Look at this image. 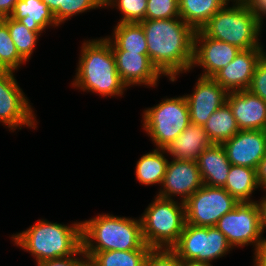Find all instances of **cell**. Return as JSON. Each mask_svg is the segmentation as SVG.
<instances>
[{
  "instance_id": "31",
  "label": "cell",
  "mask_w": 266,
  "mask_h": 266,
  "mask_svg": "<svg viewBox=\"0 0 266 266\" xmlns=\"http://www.w3.org/2000/svg\"><path fill=\"white\" fill-rule=\"evenodd\" d=\"M148 0H104L103 6L115 7L121 11L122 18L118 23H130L145 20V13ZM117 6V7H116Z\"/></svg>"
},
{
  "instance_id": "5",
  "label": "cell",
  "mask_w": 266,
  "mask_h": 266,
  "mask_svg": "<svg viewBox=\"0 0 266 266\" xmlns=\"http://www.w3.org/2000/svg\"><path fill=\"white\" fill-rule=\"evenodd\" d=\"M217 11L200 29L206 36L227 42L241 50L264 47L260 35L263 22L257 17L247 0H231Z\"/></svg>"
},
{
  "instance_id": "28",
  "label": "cell",
  "mask_w": 266,
  "mask_h": 266,
  "mask_svg": "<svg viewBox=\"0 0 266 266\" xmlns=\"http://www.w3.org/2000/svg\"><path fill=\"white\" fill-rule=\"evenodd\" d=\"M47 4L49 9L53 12L55 20L58 25L70 17L79 15L88 10H95L96 8H104V0H42Z\"/></svg>"
},
{
  "instance_id": "36",
  "label": "cell",
  "mask_w": 266,
  "mask_h": 266,
  "mask_svg": "<svg viewBox=\"0 0 266 266\" xmlns=\"http://www.w3.org/2000/svg\"><path fill=\"white\" fill-rule=\"evenodd\" d=\"M253 254L254 266H266V237H263Z\"/></svg>"
},
{
  "instance_id": "7",
  "label": "cell",
  "mask_w": 266,
  "mask_h": 266,
  "mask_svg": "<svg viewBox=\"0 0 266 266\" xmlns=\"http://www.w3.org/2000/svg\"><path fill=\"white\" fill-rule=\"evenodd\" d=\"M142 118L144 131L160 149L167 148L190 124L185 96L163 98L156 106L146 108Z\"/></svg>"
},
{
  "instance_id": "32",
  "label": "cell",
  "mask_w": 266,
  "mask_h": 266,
  "mask_svg": "<svg viewBox=\"0 0 266 266\" xmlns=\"http://www.w3.org/2000/svg\"><path fill=\"white\" fill-rule=\"evenodd\" d=\"M180 17L178 0H148L145 20Z\"/></svg>"
},
{
  "instance_id": "1",
  "label": "cell",
  "mask_w": 266,
  "mask_h": 266,
  "mask_svg": "<svg viewBox=\"0 0 266 266\" xmlns=\"http://www.w3.org/2000/svg\"><path fill=\"white\" fill-rule=\"evenodd\" d=\"M139 23L143 27L151 62L169 81H176L180 73L190 72L195 31L181 17Z\"/></svg>"
},
{
  "instance_id": "39",
  "label": "cell",
  "mask_w": 266,
  "mask_h": 266,
  "mask_svg": "<svg viewBox=\"0 0 266 266\" xmlns=\"http://www.w3.org/2000/svg\"><path fill=\"white\" fill-rule=\"evenodd\" d=\"M258 210H259V218H260V226L262 229V233L266 229V191L265 196L261 197L259 201H256Z\"/></svg>"
},
{
  "instance_id": "21",
  "label": "cell",
  "mask_w": 266,
  "mask_h": 266,
  "mask_svg": "<svg viewBox=\"0 0 266 266\" xmlns=\"http://www.w3.org/2000/svg\"><path fill=\"white\" fill-rule=\"evenodd\" d=\"M10 17L34 32H43L47 27L59 26L53 12L42 0H18Z\"/></svg>"
},
{
  "instance_id": "3",
  "label": "cell",
  "mask_w": 266,
  "mask_h": 266,
  "mask_svg": "<svg viewBox=\"0 0 266 266\" xmlns=\"http://www.w3.org/2000/svg\"><path fill=\"white\" fill-rule=\"evenodd\" d=\"M12 242L29 252L36 264L75 255L82 248V221L65 225L39 219L25 231L11 236Z\"/></svg>"
},
{
  "instance_id": "2",
  "label": "cell",
  "mask_w": 266,
  "mask_h": 266,
  "mask_svg": "<svg viewBox=\"0 0 266 266\" xmlns=\"http://www.w3.org/2000/svg\"><path fill=\"white\" fill-rule=\"evenodd\" d=\"M72 87L103 97L122 96L127 86L117 71L110 41L106 37L84 41Z\"/></svg>"
},
{
  "instance_id": "9",
  "label": "cell",
  "mask_w": 266,
  "mask_h": 266,
  "mask_svg": "<svg viewBox=\"0 0 266 266\" xmlns=\"http://www.w3.org/2000/svg\"><path fill=\"white\" fill-rule=\"evenodd\" d=\"M186 224L216 226L218 220L238 203L223 187L203 185L185 202Z\"/></svg>"
},
{
  "instance_id": "22",
  "label": "cell",
  "mask_w": 266,
  "mask_h": 266,
  "mask_svg": "<svg viewBox=\"0 0 266 266\" xmlns=\"http://www.w3.org/2000/svg\"><path fill=\"white\" fill-rule=\"evenodd\" d=\"M112 34V37L106 36L110 41L112 50L148 54L147 41L140 23H117Z\"/></svg>"
},
{
  "instance_id": "14",
  "label": "cell",
  "mask_w": 266,
  "mask_h": 266,
  "mask_svg": "<svg viewBox=\"0 0 266 266\" xmlns=\"http://www.w3.org/2000/svg\"><path fill=\"white\" fill-rule=\"evenodd\" d=\"M228 92L213 78L199 77L192 94H185L190 123L203 126L220 106L226 103Z\"/></svg>"
},
{
  "instance_id": "20",
  "label": "cell",
  "mask_w": 266,
  "mask_h": 266,
  "mask_svg": "<svg viewBox=\"0 0 266 266\" xmlns=\"http://www.w3.org/2000/svg\"><path fill=\"white\" fill-rule=\"evenodd\" d=\"M211 144L204 127L190 123L165 150L172 159L196 161Z\"/></svg>"
},
{
  "instance_id": "38",
  "label": "cell",
  "mask_w": 266,
  "mask_h": 266,
  "mask_svg": "<svg viewBox=\"0 0 266 266\" xmlns=\"http://www.w3.org/2000/svg\"><path fill=\"white\" fill-rule=\"evenodd\" d=\"M257 17L264 23L263 19L266 16V0H247Z\"/></svg>"
},
{
  "instance_id": "42",
  "label": "cell",
  "mask_w": 266,
  "mask_h": 266,
  "mask_svg": "<svg viewBox=\"0 0 266 266\" xmlns=\"http://www.w3.org/2000/svg\"><path fill=\"white\" fill-rule=\"evenodd\" d=\"M79 266H94V264L86 258Z\"/></svg>"
},
{
  "instance_id": "33",
  "label": "cell",
  "mask_w": 266,
  "mask_h": 266,
  "mask_svg": "<svg viewBox=\"0 0 266 266\" xmlns=\"http://www.w3.org/2000/svg\"><path fill=\"white\" fill-rule=\"evenodd\" d=\"M143 266H180V259L171 249H152Z\"/></svg>"
},
{
  "instance_id": "13",
  "label": "cell",
  "mask_w": 266,
  "mask_h": 266,
  "mask_svg": "<svg viewBox=\"0 0 266 266\" xmlns=\"http://www.w3.org/2000/svg\"><path fill=\"white\" fill-rule=\"evenodd\" d=\"M241 49L227 42L206 37L200 30L194 34L193 62L191 70L197 66L203 68L201 77L212 78L229 64Z\"/></svg>"
},
{
  "instance_id": "29",
  "label": "cell",
  "mask_w": 266,
  "mask_h": 266,
  "mask_svg": "<svg viewBox=\"0 0 266 266\" xmlns=\"http://www.w3.org/2000/svg\"><path fill=\"white\" fill-rule=\"evenodd\" d=\"M1 20L8 26L9 34L18 53L28 61L32 57L31 55L37 45L39 35L43 32L31 31L20 21H17L10 16L1 18Z\"/></svg>"
},
{
  "instance_id": "24",
  "label": "cell",
  "mask_w": 266,
  "mask_h": 266,
  "mask_svg": "<svg viewBox=\"0 0 266 266\" xmlns=\"http://www.w3.org/2000/svg\"><path fill=\"white\" fill-rule=\"evenodd\" d=\"M165 154L167 155L165 149L156 148L152 152L141 156L135 168L136 180L140 184L146 186L155 184L162 185L169 162Z\"/></svg>"
},
{
  "instance_id": "27",
  "label": "cell",
  "mask_w": 266,
  "mask_h": 266,
  "mask_svg": "<svg viewBox=\"0 0 266 266\" xmlns=\"http://www.w3.org/2000/svg\"><path fill=\"white\" fill-rule=\"evenodd\" d=\"M151 250V247L144 244L137 250H112L84 254L94 266H143L144 261Z\"/></svg>"
},
{
  "instance_id": "6",
  "label": "cell",
  "mask_w": 266,
  "mask_h": 266,
  "mask_svg": "<svg viewBox=\"0 0 266 266\" xmlns=\"http://www.w3.org/2000/svg\"><path fill=\"white\" fill-rule=\"evenodd\" d=\"M140 217L145 244L152 249H171L186 223L185 203L156 195Z\"/></svg>"
},
{
  "instance_id": "18",
  "label": "cell",
  "mask_w": 266,
  "mask_h": 266,
  "mask_svg": "<svg viewBox=\"0 0 266 266\" xmlns=\"http://www.w3.org/2000/svg\"><path fill=\"white\" fill-rule=\"evenodd\" d=\"M226 102L240 130L266 129V102L248 89L228 92Z\"/></svg>"
},
{
  "instance_id": "19",
  "label": "cell",
  "mask_w": 266,
  "mask_h": 266,
  "mask_svg": "<svg viewBox=\"0 0 266 266\" xmlns=\"http://www.w3.org/2000/svg\"><path fill=\"white\" fill-rule=\"evenodd\" d=\"M203 185L224 187L231 163L222 144L212 143L196 160Z\"/></svg>"
},
{
  "instance_id": "40",
  "label": "cell",
  "mask_w": 266,
  "mask_h": 266,
  "mask_svg": "<svg viewBox=\"0 0 266 266\" xmlns=\"http://www.w3.org/2000/svg\"><path fill=\"white\" fill-rule=\"evenodd\" d=\"M18 0H0V18L9 17Z\"/></svg>"
},
{
  "instance_id": "41",
  "label": "cell",
  "mask_w": 266,
  "mask_h": 266,
  "mask_svg": "<svg viewBox=\"0 0 266 266\" xmlns=\"http://www.w3.org/2000/svg\"><path fill=\"white\" fill-rule=\"evenodd\" d=\"M180 266H213L207 262H200L194 260H180Z\"/></svg>"
},
{
  "instance_id": "8",
  "label": "cell",
  "mask_w": 266,
  "mask_h": 266,
  "mask_svg": "<svg viewBox=\"0 0 266 266\" xmlns=\"http://www.w3.org/2000/svg\"><path fill=\"white\" fill-rule=\"evenodd\" d=\"M233 248L226 236L215 226L186 224L179 241L171 248L180 260L212 263L227 255Z\"/></svg>"
},
{
  "instance_id": "25",
  "label": "cell",
  "mask_w": 266,
  "mask_h": 266,
  "mask_svg": "<svg viewBox=\"0 0 266 266\" xmlns=\"http://www.w3.org/2000/svg\"><path fill=\"white\" fill-rule=\"evenodd\" d=\"M223 188L239 202H254L252 194L259 188L256 169L231 165Z\"/></svg>"
},
{
  "instance_id": "37",
  "label": "cell",
  "mask_w": 266,
  "mask_h": 266,
  "mask_svg": "<svg viewBox=\"0 0 266 266\" xmlns=\"http://www.w3.org/2000/svg\"><path fill=\"white\" fill-rule=\"evenodd\" d=\"M256 181L258 186L266 191V154L256 168Z\"/></svg>"
},
{
  "instance_id": "26",
  "label": "cell",
  "mask_w": 266,
  "mask_h": 266,
  "mask_svg": "<svg viewBox=\"0 0 266 266\" xmlns=\"http://www.w3.org/2000/svg\"><path fill=\"white\" fill-rule=\"evenodd\" d=\"M203 127L209 140L215 144H222L240 131L227 102L211 114Z\"/></svg>"
},
{
  "instance_id": "10",
  "label": "cell",
  "mask_w": 266,
  "mask_h": 266,
  "mask_svg": "<svg viewBox=\"0 0 266 266\" xmlns=\"http://www.w3.org/2000/svg\"><path fill=\"white\" fill-rule=\"evenodd\" d=\"M215 227L226 236L233 249L253 245L255 250L263 239L256 201L239 202L218 220Z\"/></svg>"
},
{
  "instance_id": "16",
  "label": "cell",
  "mask_w": 266,
  "mask_h": 266,
  "mask_svg": "<svg viewBox=\"0 0 266 266\" xmlns=\"http://www.w3.org/2000/svg\"><path fill=\"white\" fill-rule=\"evenodd\" d=\"M117 71L122 82L129 88L145 85L157 87L164 76L151 62L148 54H139L126 50H112Z\"/></svg>"
},
{
  "instance_id": "15",
  "label": "cell",
  "mask_w": 266,
  "mask_h": 266,
  "mask_svg": "<svg viewBox=\"0 0 266 266\" xmlns=\"http://www.w3.org/2000/svg\"><path fill=\"white\" fill-rule=\"evenodd\" d=\"M222 146L231 165L256 169L266 154V131L240 130Z\"/></svg>"
},
{
  "instance_id": "4",
  "label": "cell",
  "mask_w": 266,
  "mask_h": 266,
  "mask_svg": "<svg viewBox=\"0 0 266 266\" xmlns=\"http://www.w3.org/2000/svg\"><path fill=\"white\" fill-rule=\"evenodd\" d=\"M144 244L140 217L134 219L104 213L82 221L84 253L137 250Z\"/></svg>"
},
{
  "instance_id": "12",
  "label": "cell",
  "mask_w": 266,
  "mask_h": 266,
  "mask_svg": "<svg viewBox=\"0 0 266 266\" xmlns=\"http://www.w3.org/2000/svg\"><path fill=\"white\" fill-rule=\"evenodd\" d=\"M203 181L197 161L172 159L166 168V173L158 191V196L173 199L180 196V201L185 202L200 187Z\"/></svg>"
},
{
  "instance_id": "34",
  "label": "cell",
  "mask_w": 266,
  "mask_h": 266,
  "mask_svg": "<svg viewBox=\"0 0 266 266\" xmlns=\"http://www.w3.org/2000/svg\"><path fill=\"white\" fill-rule=\"evenodd\" d=\"M248 90L266 102V55L256 65Z\"/></svg>"
},
{
  "instance_id": "11",
  "label": "cell",
  "mask_w": 266,
  "mask_h": 266,
  "mask_svg": "<svg viewBox=\"0 0 266 266\" xmlns=\"http://www.w3.org/2000/svg\"><path fill=\"white\" fill-rule=\"evenodd\" d=\"M13 71L0 72V122L11 132L37 126L36 114Z\"/></svg>"
},
{
  "instance_id": "30",
  "label": "cell",
  "mask_w": 266,
  "mask_h": 266,
  "mask_svg": "<svg viewBox=\"0 0 266 266\" xmlns=\"http://www.w3.org/2000/svg\"><path fill=\"white\" fill-rule=\"evenodd\" d=\"M27 61L18 53L8 26L0 21V72L19 70Z\"/></svg>"
},
{
  "instance_id": "35",
  "label": "cell",
  "mask_w": 266,
  "mask_h": 266,
  "mask_svg": "<svg viewBox=\"0 0 266 266\" xmlns=\"http://www.w3.org/2000/svg\"><path fill=\"white\" fill-rule=\"evenodd\" d=\"M86 258L83 248H81L75 255L46 260L37 263L36 266H79Z\"/></svg>"
},
{
  "instance_id": "17",
  "label": "cell",
  "mask_w": 266,
  "mask_h": 266,
  "mask_svg": "<svg viewBox=\"0 0 266 266\" xmlns=\"http://www.w3.org/2000/svg\"><path fill=\"white\" fill-rule=\"evenodd\" d=\"M264 47L241 50L238 55L212 78L227 92L249 88L255 67L265 55Z\"/></svg>"
},
{
  "instance_id": "23",
  "label": "cell",
  "mask_w": 266,
  "mask_h": 266,
  "mask_svg": "<svg viewBox=\"0 0 266 266\" xmlns=\"http://www.w3.org/2000/svg\"><path fill=\"white\" fill-rule=\"evenodd\" d=\"M180 17L194 31L200 30L208 20L231 0H178Z\"/></svg>"
}]
</instances>
